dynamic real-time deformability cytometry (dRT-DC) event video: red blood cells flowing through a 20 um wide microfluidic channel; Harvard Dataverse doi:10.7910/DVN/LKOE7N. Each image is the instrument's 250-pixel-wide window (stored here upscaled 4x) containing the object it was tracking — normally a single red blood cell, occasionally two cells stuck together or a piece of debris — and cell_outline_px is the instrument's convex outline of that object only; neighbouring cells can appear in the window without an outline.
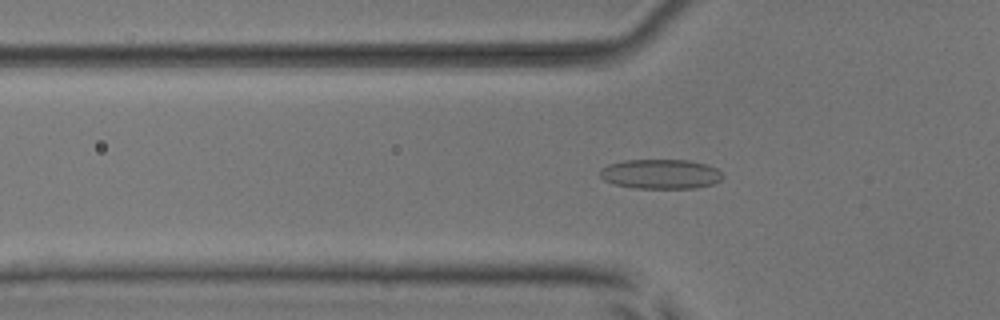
{"species": "common noctule bat (a hibernating species)", "species_latin": "Nyctalus noctula", "temperature_condition": "room temperature", "stored_images_in_passage": 43, "camera_frame_rate_fps": 3000, "um_per_image_px": 0.085, "animal": {"sex": "male", "body_mass_g": 17.9, "forearm_length_mm": 54.2}, "frame": {"image": 1, "passage_image": 8, "time_ms": 2.333, "image_size_px": [1000, 320], "cell_outline_px": [[724, 176], [720, 180], [712, 184], [696, 188], [636, 188], [616, 184], [604, 180], [600, 176], [600, 168], [608, 164], [624, 160], [688, 160], [708, 164], [716, 168]], "centroid_in_image_um": [56.16, 14.78], "position_along_channel_um": 69.6, "area_um2": 21.21}}
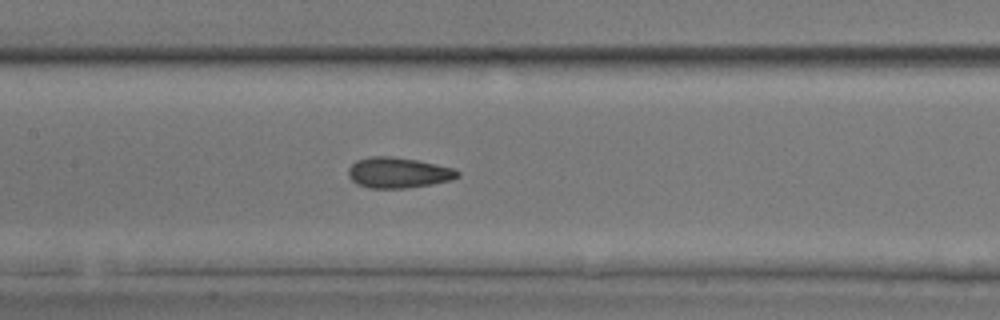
{"frame": {"image": 2, "passage_image": 16, "time_ms": 5.0, "image_size_px": [1000, 320], "cell_outline_px": [[460, 176], [452, 180], [432, 184], [404, 188], [368, 188], [356, 184], [348, 176], [348, 168], [356, 160], [372, 156], [392, 156], [416, 160], [436, 164], [452, 168], [460, 172]], "centroid_in_image_um": [33.84, 14.68], "position_along_channel_um": 173.6, "area_um2": 19.54}}
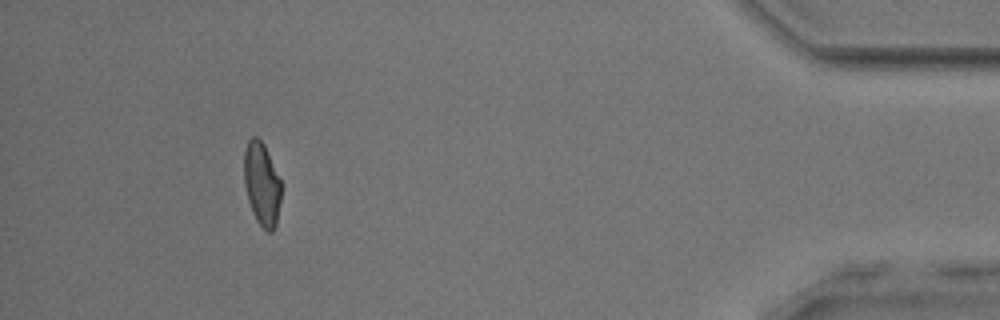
{"frame": {"image": 3, "passage_image": 39, "time_ms": 12.667, "image_size_px": [1000, 320], "cell_outline_px": [[280, 200], [276, 224], [272, 232], [268, 232], [256, 220], [252, 212], [248, 200], [244, 184], [244, 148], [248, 140], [252, 136], [256, 136], [264, 144], [280, 180]], "centroid_in_image_um": [22.23, 15.62], "position_along_channel_um": 413.0, "area_um2": 17.86}, "authors_computed_cell_mechanics": {"area_um2": 18.6694, "velocity_mm_per_s": 3.904, "shape_relaxation_time_tau1_ms": 9.5852, "shape_relaxation_time_tau2_ms": 1.4206, "deformation_change_tau1": 0.1792, "deformation_change_tau2": 0.0805}}